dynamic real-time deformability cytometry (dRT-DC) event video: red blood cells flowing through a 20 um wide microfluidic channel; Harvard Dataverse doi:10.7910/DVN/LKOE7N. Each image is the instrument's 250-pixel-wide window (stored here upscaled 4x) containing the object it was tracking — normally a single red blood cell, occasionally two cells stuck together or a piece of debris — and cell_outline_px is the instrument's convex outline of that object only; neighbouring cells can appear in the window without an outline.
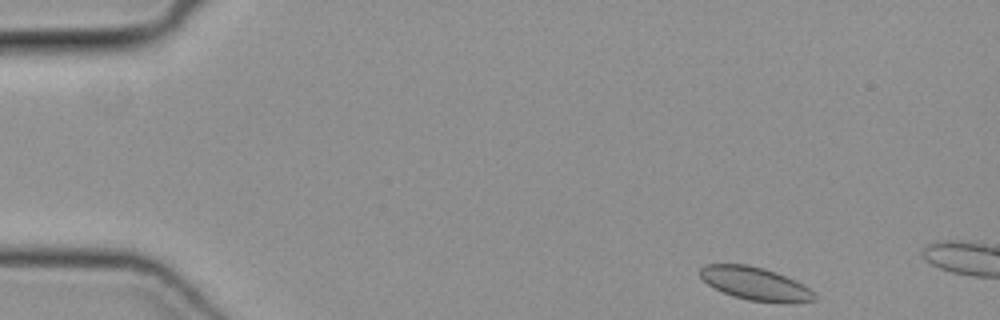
{"species": "common noctule bat (a hibernating species)", "species_latin": "Nyctalus noctula", "temperature_condition": "cold", "stored_images_in_passage": 6, "camera_frame_rate_fps": 3000, "um_per_image_px": 0.085, "animal": {"sex": "female", "body_mass_g": 19.3, "forearm_length_mm": 54.1}, "frame": {"image": 1, "passage_image": 1, "time_ms": 0.0, "image_size_px": [1000, 320], "cell_outline_px": [[816, 300], [748, 300], [732, 296], [708, 284], [700, 276], [700, 268], [704, 264], [748, 264], [764, 268], [776, 272], [804, 284], [816, 296]], "centroid_in_image_um": [64.11, 24.05], "position_along_channel_um": 20.9, "area_um2": 21.15}}